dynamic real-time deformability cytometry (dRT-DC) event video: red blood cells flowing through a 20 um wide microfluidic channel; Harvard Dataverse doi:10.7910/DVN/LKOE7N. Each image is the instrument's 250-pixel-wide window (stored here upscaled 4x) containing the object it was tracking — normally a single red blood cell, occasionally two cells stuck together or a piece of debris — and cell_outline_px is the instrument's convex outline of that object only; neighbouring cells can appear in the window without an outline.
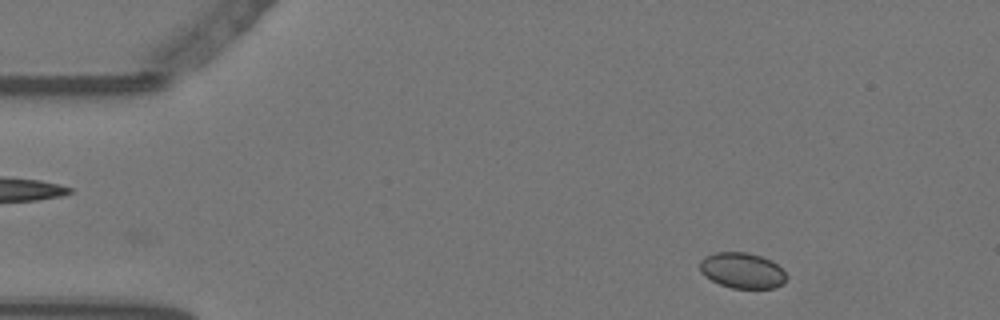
{"species": "Egyptian fruit bat (a non-hibernating species)", "species_latin": "Rousettus aegyptiacus", "temperature_condition": "warm", "stored_images_in_passage": 53, "camera_frame_rate_fps": 3000, "um_per_image_px": 0.085, "animal": {"sex": "female"}, "frame": {"image": 1, "passage_image": 3, "time_ms": 0.667, "image_size_px": [1000, 320], "cell_outline_px": [[788, 276], [784, 284], [776, 288], [732, 288], [720, 284], [704, 276], [700, 272], [700, 260], [704, 256], [716, 252], [744, 252], [760, 256], [772, 260]], "centroid_in_image_um": [63.09, 22.99], "position_along_channel_um": 21.9, "area_um2": 18.09}}
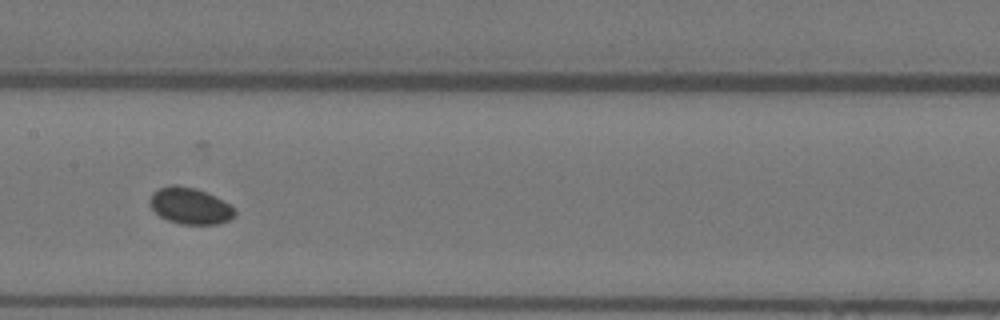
{"frame": {"image": 2, "passage_image": 24, "time_ms": 7.667, "image_size_px": [1000, 320], "cell_outline_px": [[236, 212], [228, 220], [220, 224], [180, 224], [168, 220], [160, 216], [152, 208], [148, 200], [152, 192], [160, 188], [172, 184], [176, 184], [196, 188], [232, 204], [236, 208]], "centroid_in_image_um": [16.16, 17.49], "position_along_channel_um": 191.2, "area_um2": 18.15}}
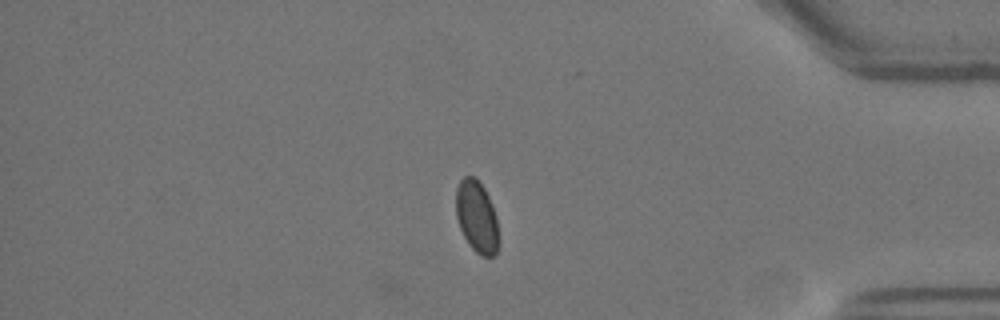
{"frame": {"image": 3, "passage_image": 44, "time_ms": 14.333, "image_size_px": [1000, 320], "cell_outline_px": [[500, 240], [496, 252], [492, 256], [480, 256], [472, 248], [464, 236], [460, 228], [456, 216], [456, 188], [460, 180], [464, 176], [472, 176], [484, 188], [488, 196], [496, 216]], "centroid_in_image_um": [40.53, 18.44], "position_along_channel_um": 394.7, "area_um2": 17.86}}